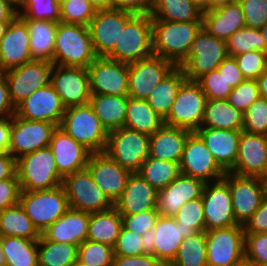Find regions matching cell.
Wrapping results in <instances>:
<instances>
[{"instance_id": "53", "label": "cell", "mask_w": 267, "mask_h": 266, "mask_svg": "<svg viewBox=\"0 0 267 266\" xmlns=\"http://www.w3.org/2000/svg\"><path fill=\"white\" fill-rule=\"evenodd\" d=\"M239 69L246 79H256L267 70V53L250 51L234 56Z\"/></svg>"}, {"instance_id": "7", "label": "cell", "mask_w": 267, "mask_h": 266, "mask_svg": "<svg viewBox=\"0 0 267 266\" xmlns=\"http://www.w3.org/2000/svg\"><path fill=\"white\" fill-rule=\"evenodd\" d=\"M150 135L125 127L108 132L105 153L130 172H138L149 156Z\"/></svg>"}, {"instance_id": "75", "label": "cell", "mask_w": 267, "mask_h": 266, "mask_svg": "<svg viewBox=\"0 0 267 266\" xmlns=\"http://www.w3.org/2000/svg\"><path fill=\"white\" fill-rule=\"evenodd\" d=\"M261 36L263 37L266 44V53H267V23L260 29Z\"/></svg>"}, {"instance_id": "29", "label": "cell", "mask_w": 267, "mask_h": 266, "mask_svg": "<svg viewBox=\"0 0 267 266\" xmlns=\"http://www.w3.org/2000/svg\"><path fill=\"white\" fill-rule=\"evenodd\" d=\"M89 213L69 209L41 234L52 242L80 245L87 240Z\"/></svg>"}, {"instance_id": "44", "label": "cell", "mask_w": 267, "mask_h": 266, "mask_svg": "<svg viewBox=\"0 0 267 266\" xmlns=\"http://www.w3.org/2000/svg\"><path fill=\"white\" fill-rule=\"evenodd\" d=\"M170 266H207L205 231L184 238Z\"/></svg>"}, {"instance_id": "9", "label": "cell", "mask_w": 267, "mask_h": 266, "mask_svg": "<svg viewBox=\"0 0 267 266\" xmlns=\"http://www.w3.org/2000/svg\"><path fill=\"white\" fill-rule=\"evenodd\" d=\"M207 97L196 81L186 80L180 87L164 123L196 132L201 128Z\"/></svg>"}, {"instance_id": "3", "label": "cell", "mask_w": 267, "mask_h": 266, "mask_svg": "<svg viewBox=\"0 0 267 266\" xmlns=\"http://www.w3.org/2000/svg\"><path fill=\"white\" fill-rule=\"evenodd\" d=\"M58 127L91 153L105 151L108 132L89 103L65 108Z\"/></svg>"}, {"instance_id": "11", "label": "cell", "mask_w": 267, "mask_h": 266, "mask_svg": "<svg viewBox=\"0 0 267 266\" xmlns=\"http://www.w3.org/2000/svg\"><path fill=\"white\" fill-rule=\"evenodd\" d=\"M207 266H234L245 259V232L242 225L205 231Z\"/></svg>"}, {"instance_id": "48", "label": "cell", "mask_w": 267, "mask_h": 266, "mask_svg": "<svg viewBox=\"0 0 267 266\" xmlns=\"http://www.w3.org/2000/svg\"><path fill=\"white\" fill-rule=\"evenodd\" d=\"M95 12L89 0H69L60 5V22L88 27Z\"/></svg>"}, {"instance_id": "17", "label": "cell", "mask_w": 267, "mask_h": 266, "mask_svg": "<svg viewBox=\"0 0 267 266\" xmlns=\"http://www.w3.org/2000/svg\"><path fill=\"white\" fill-rule=\"evenodd\" d=\"M182 174L200 179L205 183L222 179L225 171L214 160L203 140L196 132H190L179 163ZM215 178V179H214Z\"/></svg>"}, {"instance_id": "65", "label": "cell", "mask_w": 267, "mask_h": 266, "mask_svg": "<svg viewBox=\"0 0 267 266\" xmlns=\"http://www.w3.org/2000/svg\"><path fill=\"white\" fill-rule=\"evenodd\" d=\"M11 117L0 119V154L8 152L10 144Z\"/></svg>"}, {"instance_id": "68", "label": "cell", "mask_w": 267, "mask_h": 266, "mask_svg": "<svg viewBox=\"0 0 267 266\" xmlns=\"http://www.w3.org/2000/svg\"><path fill=\"white\" fill-rule=\"evenodd\" d=\"M260 98H264L267 101V70L260 74L256 79Z\"/></svg>"}, {"instance_id": "51", "label": "cell", "mask_w": 267, "mask_h": 266, "mask_svg": "<svg viewBox=\"0 0 267 266\" xmlns=\"http://www.w3.org/2000/svg\"><path fill=\"white\" fill-rule=\"evenodd\" d=\"M205 93L207 99L227 100L233 90L218 69L212 70L196 80Z\"/></svg>"}, {"instance_id": "24", "label": "cell", "mask_w": 267, "mask_h": 266, "mask_svg": "<svg viewBox=\"0 0 267 266\" xmlns=\"http://www.w3.org/2000/svg\"><path fill=\"white\" fill-rule=\"evenodd\" d=\"M205 184L181 173L168 186L157 191L159 215L173 217L185 203L202 197Z\"/></svg>"}, {"instance_id": "2", "label": "cell", "mask_w": 267, "mask_h": 266, "mask_svg": "<svg viewBox=\"0 0 267 266\" xmlns=\"http://www.w3.org/2000/svg\"><path fill=\"white\" fill-rule=\"evenodd\" d=\"M96 58L87 26L58 23L53 51L54 65L87 68Z\"/></svg>"}, {"instance_id": "16", "label": "cell", "mask_w": 267, "mask_h": 266, "mask_svg": "<svg viewBox=\"0 0 267 266\" xmlns=\"http://www.w3.org/2000/svg\"><path fill=\"white\" fill-rule=\"evenodd\" d=\"M223 179L228 183L236 222L244 226L259 208L264 193L259 177L242 176L230 171Z\"/></svg>"}, {"instance_id": "66", "label": "cell", "mask_w": 267, "mask_h": 266, "mask_svg": "<svg viewBox=\"0 0 267 266\" xmlns=\"http://www.w3.org/2000/svg\"><path fill=\"white\" fill-rule=\"evenodd\" d=\"M18 15L15 9L6 0H0V22H11Z\"/></svg>"}, {"instance_id": "57", "label": "cell", "mask_w": 267, "mask_h": 266, "mask_svg": "<svg viewBox=\"0 0 267 266\" xmlns=\"http://www.w3.org/2000/svg\"><path fill=\"white\" fill-rule=\"evenodd\" d=\"M142 235L121 228L116 244L113 247L114 255L117 256H137L145 254L142 246Z\"/></svg>"}, {"instance_id": "69", "label": "cell", "mask_w": 267, "mask_h": 266, "mask_svg": "<svg viewBox=\"0 0 267 266\" xmlns=\"http://www.w3.org/2000/svg\"><path fill=\"white\" fill-rule=\"evenodd\" d=\"M89 2L96 10H104L112 8L111 0H89Z\"/></svg>"}, {"instance_id": "15", "label": "cell", "mask_w": 267, "mask_h": 266, "mask_svg": "<svg viewBox=\"0 0 267 266\" xmlns=\"http://www.w3.org/2000/svg\"><path fill=\"white\" fill-rule=\"evenodd\" d=\"M50 84L65 108L89 103L91 92L89 74L85 67L53 64Z\"/></svg>"}, {"instance_id": "42", "label": "cell", "mask_w": 267, "mask_h": 266, "mask_svg": "<svg viewBox=\"0 0 267 266\" xmlns=\"http://www.w3.org/2000/svg\"><path fill=\"white\" fill-rule=\"evenodd\" d=\"M38 246L39 266H73L78 260V245L52 242L41 234Z\"/></svg>"}, {"instance_id": "49", "label": "cell", "mask_w": 267, "mask_h": 266, "mask_svg": "<svg viewBox=\"0 0 267 266\" xmlns=\"http://www.w3.org/2000/svg\"><path fill=\"white\" fill-rule=\"evenodd\" d=\"M18 15L23 19L48 20L60 22V4L57 0H26Z\"/></svg>"}, {"instance_id": "32", "label": "cell", "mask_w": 267, "mask_h": 266, "mask_svg": "<svg viewBox=\"0 0 267 266\" xmlns=\"http://www.w3.org/2000/svg\"><path fill=\"white\" fill-rule=\"evenodd\" d=\"M153 255L164 265H170L184 239V230L174 217L159 215L154 226Z\"/></svg>"}, {"instance_id": "41", "label": "cell", "mask_w": 267, "mask_h": 266, "mask_svg": "<svg viewBox=\"0 0 267 266\" xmlns=\"http://www.w3.org/2000/svg\"><path fill=\"white\" fill-rule=\"evenodd\" d=\"M0 236L39 239L41 233L18 203L0 211Z\"/></svg>"}, {"instance_id": "35", "label": "cell", "mask_w": 267, "mask_h": 266, "mask_svg": "<svg viewBox=\"0 0 267 266\" xmlns=\"http://www.w3.org/2000/svg\"><path fill=\"white\" fill-rule=\"evenodd\" d=\"M122 228V218L117 209L112 208L89 213L87 240L114 247Z\"/></svg>"}, {"instance_id": "64", "label": "cell", "mask_w": 267, "mask_h": 266, "mask_svg": "<svg viewBox=\"0 0 267 266\" xmlns=\"http://www.w3.org/2000/svg\"><path fill=\"white\" fill-rule=\"evenodd\" d=\"M16 172V159L9 152L0 154V181L12 178Z\"/></svg>"}, {"instance_id": "33", "label": "cell", "mask_w": 267, "mask_h": 266, "mask_svg": "<svg viewBox=\"0 0 267 266\" xmlns=\"http://www.w3.org/2000/svg\"><path fill=\"white\" fill-rule=\"evenodd\" d=\"M129 96L91 94L89 104L107 132L124 127Z\"/></svg>"}, {"instance_id": "14", "label": "cell", "mask_w": 267, "mask_h": 266, "mask_svg": "<svg viewBox=\"0 0 267 266\" xmlns=\"http://www.w3.org/2000/svg\"><path fill=\"white\" fill-rule=\"evenodd\" d=\"M87 71L91 94L129 96L128 63L97 57Z\"/></svg>"}, {"instance_id": "52", "label": "cell", "mask_w": 267, "mask_h": 266, "mask_svg": "<svg viewBox=\"0 0 267 266\" xmlns=\"http://www.w3.org/2000/svg\"><path fill=\"white\" fill-rule=\"evenodd\" d=\"M260 98L255 79H245L229 94L227 101L235 109L244 112L253 102Z\"/></svg>"}, {"instance_id": "8", "label": "cell", "mask_w": 267, "mask_h": 266, "mask_svg": "<svg viewBox=\"0 0 267 266\" xmlns=\"http://www.w3.org/2000/svg\"><path fill=\"white\" fill-rule=\"evenodd\" d=\"M228 56L226 41L216 38L203 27L197 33L187 58L179 65L190 81L217 69Z\"/></svg>"}, {"instance_id": "71", "label": "cell", "mask_w": 267, "mask_h": 266, "mask_svg": "<svg viewBox=\"0 0 267 266\" xmlns=\"http://www.w3.org/2000/svg\"><path fill=\"white\" fill-rule=\"evenodd\" d=\"M199 9L209 11V0H191Z\"/></svg>"}, {"instance_id": "26", "label": "cell", "mask_w": 267, "mask_h": 266, "mask_svg": "<svg viewBox=\"0 0 267 266\" xmlns=\"http://www.w3.org/2000/svg\"><path fill=\"white\" fill-rule=\"evenodd\" d=\"M49 148L62 178L87 167L91 152L59 127L52 133Z\"/></svg>"}, {"instance_id": "27", "label": "cell", "mask_w": 267, "mask_h": 266, "mask_svg": "<svg viewBox=\"0 0 267 266\" xmlns=\"http://www.w3.org/2000/svg\"><path fill=\"white\" fill-rule=\"evenodd\" d=\"M196 133L225 172L235 166L241 131L201 127Z\"/></svg>"}, {"instance_id": "6", "label": "cell", "mask_w": 267, "mask_h": 266, "mask_svg": "<svg viewBox=\"0 0 267 266\" xmlns=\"http://www.w3.org/2000/svg\"><path fill=\"white\" fill-rule=\"evenodd\" d=\"M19 203L40 233L70 209L62 185L40 191H21Z\"/></svg>"}, {"instance_id": "13", "label": "cell", "mask_w": 267, "mask_h": 266, "mask_svg": "<svg viewBox=\"0 0 267 266\" xmlns=\"http://www.w3.org/2000/svg\"><path fill=\"white\" fill-rule=\"evenodd\" d=\"M56 128L51 122L26 120L14 114L11 117L8 152L18 159L22 155L48 147Z\"/></svg>"}, {"instance_id": "56", "label": "cell", "mask_w": 267, "mask_h": 266, "mask_svg": "<svg viewBox=\"0 0 267 266\" xmlns=\"http://www.w3.org/2000/svg\"><path fill=\"white\" fill-rule=\"evenodd\" d=\"M158 216L157 209H148L131 215H121L122 226L125 229L143 235L145 232L154 229Z\"/></svg>"}, {"instance_id": "40", "label": "cell", "mask_w": 267, "mask_h": 266, "mask_svg": "<svg viewBox=\"0 0 267 266\" xmlns=\"http://www.w3.org/2000/svg\"><path fill=\"white\" fill-rule=\"evenodd\" d=\"M6 266H39L38 239L1 236Z\"/></svg>"}, {"instance_id": "78", "label": "cell", "mask_w": 267, "mask_h": 266, "mask_svg": "<svg viewBox=\"0 0 267 266\" xmlns=\"http://www.w3.org/2000/svg\"><path fill=\"white\" fill-rule=\"evenodd\" d=\"M73 266H89V265L83 264L79 260H77Z\"/></svg>"}, {"instance_id": "43", "label": "cell", "mask_w": 267, "mask_h": 266, "mask_svg": "<svg viewBox=\"0 0 267 266\" xmlns=\"http://www.w3.org/2000/svg\"><path fill=\"white\" fill-rule=\"evenodd\" d=\"M137 173L158 191L168 186L181 171L179 163L156 160L148 156Z\"/></svg>"}, {"instance_id": "5", "label": "cell", "mask_w": 267, "mask_h": 266, "mask_svg": "<svg viewBox=\"0 0 267 266\" xmlns=\"http://www.w3.org/2000/svg\"><path fill=\"white\" fill-rule=\"evenodd\" d=\"M152 55V17L149 14H134L121 30L119 42L106 57L131 63Z\"/></svg>"}, {"instance_id": "67", "label": "cell", "mask_w": 267, "mask_h": 266, "mask_svg": "<svg viewBox=\"0 0 267 266\" xmlns=\"http://www.w3.org/2000/svg\"><path fill=\"white\" fill-rule=\"evenodd\" d=\"M154 236H155L154 229H151L142 235L141 243L145 254L153 255L154 245H155Z\"/></svg>"}, {"instance_id": "73", "label": "cell", "mask_w": 267, "mask_h": 266, "mask_svg": "<svg viewBox=\"0 0 267 266\" xmlns=\"http://www.w3.org/2000/svg\"><path fill=\"white\" fill-rule=\"evenodd\" d=\"M6 1L16 9L19 8V6L21 8L26 0H6Z\"/></svg>"}, {"instance_id": "12", "label": "cell", "mask_w": 267, "mask_h": 266, "mask_svg": "<svg viewBox=\"0 0 267 266\" xmlns=\"http://www.w3.org/2000/svg\"><path fill=\"white\" fill-rule=\"evenodd\" d=\"M53 63L33 60L21 66L4 71L9 90V98L14 108L35 90L50 83Z\"/></svg>"}, {"instance_id": "50", "label": "cell", "mask_w": 267, "mask_h": 266, "mask_svg": "<svg viewBox=\"0 0 267 266\" xmlns=\"http://www.w3.org/2000/svg\"><path fill=\"white\" fill-rule=\"evenodd\" d=\"M243 130L267 136V101L259 98L243 112Z\"/></svg>"}, {"instance_id": "47", "label": "cell", "mask_w": 267, "mask_h": 266, "mask_svg": "<svg viewBox=\"0 0 267 266\" xmlns=\"http://www.w3.org/2000/svg\"><path fill=\"white\" fill-rule=\"evenodd\" d=\"M113 247L85 240L78 246V260L89 266H112Z\"/></svg>"}, {"instance_id": "34", "label": "cell", "mask_w": 267, "mask_h": 266, "mask_svg": "<svg viewBox=\"0 0 267 266\" xmlns=\"http://www.w3.org/2000/svg\"><path fill=\"white\" fill-rule=\"evenodd\" d=\"M186 80L183 69L180 66H175L146 99L149 106L164 120L171 111L181 85Z\"/></svg>"}, {"instance_id": "58", "label": "cell", "mask_w": 267, "mask_h": 266, "mask_svg": "<svg viewBox=\"0 0 267 266\" xmlns=\"http://www.w3.org/2000/svg\"><path fill=\"white\" fill-rule=\"evenodd\" d=\"M21 194L17 173L0 181V211L19 203Z\"/></svg>"}, {"instance_id": "21", "label": "cell", "mask_w": 267, "mask_h": 266, "mask_svg": "<svg viewBox=\"0 0 267 266\" xmlns=\"http://www.w3.org/2000/svg\"><path fill=\"white\" fill-rule=\"evenodd\" d=\"M33 61L30 51V31L26 21L17 15L0 39V71Z\"/></svg>"}, {"instance_id": "39", "label": "cell", "mask_w": 267, "mask_h": 266, "mask_svg": "<svg viewBox=\"0 0 267 266\" xmlns=\"http://www.w3.org/2000/svg\"><path fill=\"white\" fill-rule=\"evenodd\" d=\"M163 124L164 119L149 106L146 100L128 98L125 128L152 135Z\"/></svg>"}, {"instance_id": "61", "label": "cell", "mask_w": 267, "mask_h": 266, "mask_svg": "<svg viewBox=\"0 0 267 266\" xmlns=\"http://www.w3.org/2000/svg\"><path fill=\"white\" fill-rule=\"evenodd\" d=\"M112 266H164L154 255L142 254L137 256L114 255Z\"/></svg>"}, {"instance_id": "62", "label": "cell", "mask_w": 267, "mask_h": 266, "mask_svg": "<svg viewBox=\"0 0 267 266\" xmlns=\"http://www.w3.org/2000/svg\"><path fill=\"white\" fill-rule=\"evenodd\" d=\"M112 8L132 14H149L153 0H111Z\"/></svg>"}, {"instance_id": "30", "label": "cell", "mask_w": 267, "mask_h": 266, "mask_svg": "<svg viewBox=\"0 0 267 266\" xmlns=\"http://www.w3.org/2000/svg\"><path fill=\"white\" fill-rule=\"evenodd\" d=\"M190 131L163 124L150 135L149 156L156 160L180 163Z\"/></svg>"}, {"instance_id": "60", "label": "cell", "mask_w": 267, "mask_h": 266, "mask_svg": "<svg viewBox=\"0 0 267 266\" xmlns=\"http://www.w3.org/2000/svg\"><path fill=\"white\" fill-rule=\"evenodd\" d=\"M243 227L245 233L267 232V197L264 196L259 208Z\"/></svg>"}, {"instance_id": "19", "label": "cell", "mask_w": 267, "mask_h": 266, "mask_svg": "<svg viewBox=\"0 0 267 266\" xmlns=\"http://www.w3.org/2000/svg\"><path fill=\"white\" fill-rule=\"evenodd\" d=\"M175 66L171 61L156 55L128 63L129 97L146 100Z\"/></svg>"}, {"instance_id": "54", "label": "cell", "mask_w": 267, "mask_h": 266, "mask_svg": "<svg viewBox=\"0 0 267 266\" xmlns=\"http://www.w3.org/2000/svg\"><path fill=\"white\" fill-rule=\"evenodd\" d=\"M245 260L254 266H267V232L245 233Z\"/></svg>"}, {"instance_id": "63", "label": "cell", "mask_w": 267, "mask_h": 266, "mask_svg": "<svg viewBox=\"0 0 267 266\" xmlns=\"http://www.w3.org/2000/svg\"><path fill=\"white\" fill-rule=\"evenodd\" d=\"M15 114L10 98L4 72L0 71V119L12 117Z\"/></svg>"}, {"instance_id": "25", "label": "cell", "mask_w": 267, "mask_h": 266, "mask_svg": "<svg viewBox=\"0 0 267 266\" xmlns=\"http://www.w3.org/2000/svg\"><path fill=\"white\" fill-rule=\"evenodd\" d=\"M230 172L256 176L267 172V136L241 131L238 157Z\"/></svg>"}, {"instance_id": "55", "label": "cell", "mask_w": 267, "mask_h": 266, "mask_svg": "<svg viewBox=\"0 0 267 266\" xmlns=\"http://www.w3.org/2000/svg\"><path fill=\"white\" fill-rule=\"evenodd\" d=\"M241 4L245 26L261 29L267 23V0H238Z\"/></svg>"}, {"instance_id": "72", "label": "cell", "mask_w": 267, "mask_h": 266, "mask_svg": "<svg viewBox=\"0 0 267 266\" xmlns=\"http://www.w3.org/2000/svg\"><path fill=\"white\" fill-rule=\"evenodd\" d=\"M264 196L267 197V172L259 177Z\"/></svg>"}, {"instance_id": "23", "label": "cell", "mask_w": 267, "mask_h": 266, "mask_svg": "<svg viewBox=\"0 0 267 266\" xmlns=\"http://www.w3.org/2000/svg\"><path fill=\"white\" fill-rule=\"evenodd\" d=\"M64 113L65 107L50 83L35 90L15 108V114L23 119L51 122L57 127Z\"/></svg>"}, {"instance_id": "70", "label": "cell", "mask_w": 267, "mask_h": 266, "mask_svg": "<svg viewBox=\"0 0 267 266\" xmlns=\"http://www.w3.org/2000/svg\"><path fill=\"white\" fill-rule=\"evenodd\" d=\"M238 0H209V11L226 6L231 3H235Z\"/></svg>"}, {"instance_id": "18", "label": "cell", "mask_w": 267, "mask_h": 266, "mask_svg": "<svg viewBox=\"0 0 267 266\" xmlns=\"http://www.w3.org/2000/svg\"><path fill=\"white\" fill-rule=\"evenodd\" d=\"M133 15L113 8L96 10L88 28L97 57H106L114 49L121 30Z\"/></svg>"}, {"instance_id": "20", "label": "cell", "mask_w": 267, "mask_h": 266, "mask_svg": "<svg viewBox=\"0 0 267 266\" xmlns=\"http://www.w3.org/2000/svg\"><path fill=\"white\" fill-rule=\"evenodd\" d=\"M202 202L206 231L239 225L233 212L228 183L223 178L212 185L209 182L205 184Z\"/></svg>"}, {"instance_id": "46", "label": "cell", "mask_w": 267, "mask_h": 266, "mask_svg": "<svg viewBox=\"0 0 267 266\" xmlns=\"http://www.w3.org/2000/svg\"><path fill=\"white\" fill-rule=\"evenodd\" d=\"M173 217L184 230V238L206 231L202 197L185 203Z\"/></svg>"}, {"instance_id": "37", "label": "cell", "mask_w": 267, "mask_h": 266, "mask_svg": "<svg viewBox=\"0 0 267 266\" xmlns=\"http://www.w3.org/2000/svg\"><path fill=\"white\" fill-rule=\"evenodd\" d=\"M24 20L30 31V51L33 60H44L53 63L58 23L48 20Z\"/></svg>"}, {"instance_id": "38", "label": "cell", "mask_w": 267, "mask_h": 266, "mask_svg": "<svg viewBox=\"0 0 267 266\" xmlns=\"http://www.w3.org/2000/svg\"><path fill=\"white\" fill-rule=\"evenodd\" d=\"M203 11L191 0H153L152 20L173 22L202 21Z\"/></svg>"}, {"instance_id": "74", "label": "cell", "mask_w": 267, "mask_h": 266, "mask_svg": "<svg viewBox=\"0 0 267 266\" xmlns=\"http://www.w3.org/2000/svg\"><path fill=\"white\" fill-rule=\"evenodd\" d=\"M0 266H6V258L3 253L1 236H0Z\"/></svg>"}, {"instance_id": "28", "label": "cell", "mask_w": 267, "mask_h": 266, "mask_svg": "<svg viewBox=\"0 0 267 266\" xmlns=\"http://www.w3.org/2000/svg\"><path fill=\"white\" fill-rule=\"evenodd\" d=\"M114 207L120 215H131L148 209H157V190L137 172L131 173L126 187Z\"/></svg>"}, {"instance_id": "36", "label": "cell", "mask_w": 267, "mask_h": 266, "mask_svg": "<svg viewBox=\"0 0 267 266\" xmlns=\"http://www.w3.org/2000/svg\"><path fill=\"white\" fill-rule=\"evenodd\" d=\"M201 127L242 131L243 112L227 100L207 99Z\"/></svg>"}, {"instance_id": "45", "label": "cell", "mask_w": 267, "mask_h": 266, "mask_svg": "<svg viewBox=\"0 0 267 266\" xmlns=\"http://www.w3.org/2000/svg\"><path fill=\"white\" fill-rule=\"evenodd\" d=\"M228 56H237L250 51L266 52V44L259 29L243 27L226 40Z\"/></svg>"}, {"instance_id": "22", "label": "cell", "mask_w": 267, "mask_h": 266, "mask_svg": "<svg viewBox=\"0 0 267 266\" xmlns=\"http://www.w3.org/2000/svg\"><path fill=\"white\" fill-rule=\"evenodd\" d=\"M87 168L96 185L103 191L107 198L115 204L121 197L132 172L121 167L105 152L91 153Z\"/></svg>"}, {"instance_id": "1", "label": "cell", "mask_w": 267, "mask_h": 266, "mask_svg": "<svg viewBox=\"0 0 267 266\" xmlns=\"http://www.w3.org/2000/svg\"><path fill=\"white\" fill-rule=\"evenodd\" d=\"M202 21L152 20L153 55L179 66L188 56Z\"/></svg>"}, {"instance_id": "76", "label": "cell", "mask_w": 267, "mask_h": 266, "mask_svg": "<svg viewBox=\"0 0 267 266\" xmlns=\"http://www.w3.org/2000/svg\"><path fill=\"white\" fill-rule=\"evenodd\" d=\"M10 22H0V39L5 33L6 28L8 27Z\"/></svg>"}, {"instance_id": "4", "label": "cell", "mask_w": 267, "mask_h": 266, "mask_svg": "<svg viewBox=\"0 0 267 266\" xmlns=\"http://www.w3.org/2000/svg\"><path fill=\"white\" fill-rule=\"evenodd\" d=\"M21 191H40L62 185L54 155L48 147L38 149L16 159Z\"/></svg>"}, {"instance_id": "79", "label": "cell", "mask_w": 267, "mask_h": 266, "mask_svg": "<svg viewBox=\"0 0 267 266\" xmlns=\"http://www.w3.org/2000/svg\"><path fill=\"white\" fill-rule=\"evenodd\" d=\"M69 1V0H57V2L61 5L62 3Z\"/></svg>"}, {"instance_id": "31", "label": "cell", "mask_w": 267, "mask_h": 266, "mask_svg": "<svg viewBox=\"0 0 267 266\" xmlns=\"http://www.w3.org/2000/svg\"><path fill=\"white\" fill-rule=\"evenodd\" d=\"M202 27L214 37L226 41L236 31L245 27L241 4L237 1L217 9L204 11Z\"/></svg>"}, {"instance_id": "77", "label": "cell", "mask_w": 267, "mask_h": 266, "mask_svg": "<svg viewBox=\"0 0 267 266\" xmlns=\"http://www.w3.org/2000/svg\"><path fill=\"white\" fill-rule=\"evenodd\" d=\"M234 266H254V265H252L251 263H249L247 260L244 259L239 264L234 265Z\"/></svg>"}, {"instance_id": "59", "label": "cell", "mask_w": 267, "mask_h": 266, "mask_svg": "<svg viewBox=\"0 0 267 266\" xmlns=\"http://www.w3.org/2000/svg\"><path fill=\"white\" fill-rule=\"evenodd\" d=\"M217 69L233 89L246 79L232 56H227Z\"/></svg>"}, {"instance_id": "10", "label": "cell", "mask_w": 267, "mask_h": 266, "mask_svg": "<svg viewBox=\"0 0 267 266\" xmlns=\"http://www.w3.org/2000/svg\"><path fill=\"white\" fill-rule=\"evenodd\" d=\"M62 186L68 198L69 207L73 210L94 213L114 206L96 185L87 167L65 176Z\"/></svg>"}]
</instances>
